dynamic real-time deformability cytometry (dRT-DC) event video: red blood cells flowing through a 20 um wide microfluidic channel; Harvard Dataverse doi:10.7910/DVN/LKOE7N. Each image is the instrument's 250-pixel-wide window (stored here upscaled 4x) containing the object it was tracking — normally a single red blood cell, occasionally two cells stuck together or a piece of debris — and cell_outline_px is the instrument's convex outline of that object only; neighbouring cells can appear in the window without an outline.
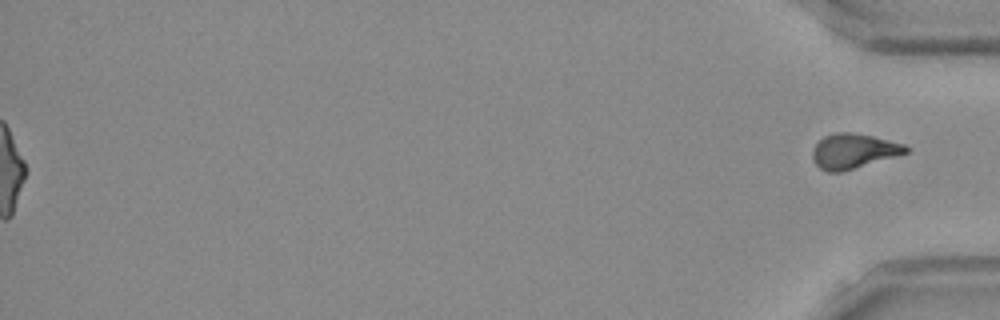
{"species": "Egyptian fruit bat (a non-hibernating species)", "species_latin": "Rousettus aegyptiacus", "temperature_condition": "room temperature", "stored_images_in_passage": 51, "segment_of_instrument_passage": [2, 2], "camera_frame_rate_fps": 3000, "um_per_image_px": 0.085, "frame": {"image": 1, "passage_image": 51, "time_ms": 16.667, "image_size_px": [1000, 320], "cell_outline_px": [[908, 152], [896, 156], [844, 172], [828, 172], [820, 168], [816, 164], [812, 156], [812, 148], [824, 136], [836, 132], [852, 132], [872, 136], [904, 144], [908, 148]], "centroid_in_image_um": [72.53, 12.85], "position_along_channel_um": 362.7, "area_um2": 18.96}}